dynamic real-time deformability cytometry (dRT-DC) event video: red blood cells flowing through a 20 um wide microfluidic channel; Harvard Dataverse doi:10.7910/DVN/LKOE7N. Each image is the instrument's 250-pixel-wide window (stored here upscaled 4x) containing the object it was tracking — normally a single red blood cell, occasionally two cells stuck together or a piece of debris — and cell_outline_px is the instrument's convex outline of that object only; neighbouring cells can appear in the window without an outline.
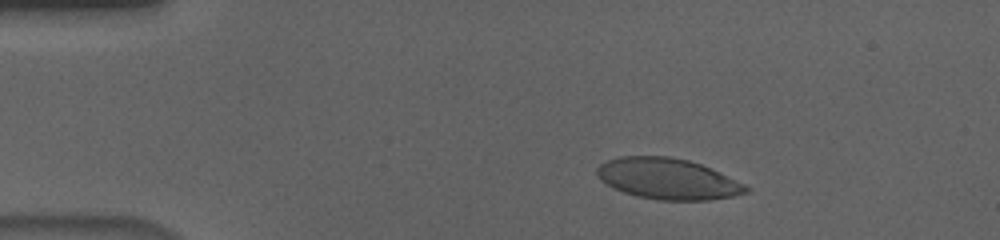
{"species": "human", "species_latin": "Homo sapiens", "temperature_condition": "cold", "stored_images_in_passage": 54, "camera_frame_rate_fps": 3000, "um_per_image_px": 0.085, "donor": {"sex": "male"}, "frame": {"image": 1, "passage_image": 8, "time_ms": 2.333, "image_size_px": [1000, 240], "cell_outline_px": [[752, 188], [748, 192], [732, 196], [708, 200], [660, 200], [636, 196], [624, 192], [600, 180], [596, 176], [596, 168], [600, 164], [608, 160], [620, 156], [668, 156], [688, 160], [700, 164], [744, 184]], "centroid_in_image_um": [56.73, 15.2], "position_along_channel_um": 28.3, "area_um2": 35.26}}
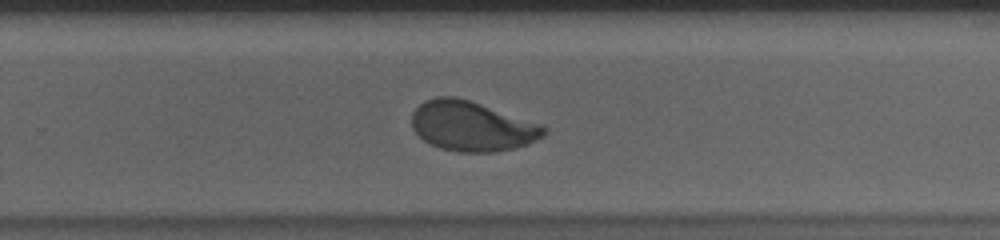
{"frame": {"image": 2, "passage_image": 35, "time_ms": 11.333, "image_size_px": [1000, 240], "cell_outline_px": [[548, 132], [544, 136], [528, 144], [512, 148], [492, 152], [456, 152], [440, 148], [428, 144], [412, 128], [412, 112], [424, 100], [436, 96], [456, 96], [544, 124], [548, 128]], "centroid_in_image_um": [40.13, 10.72], "position_along_channel_um": 289.7, "area_um2": 38.73}}
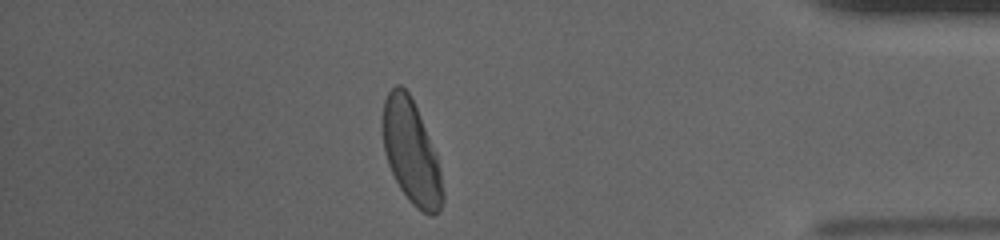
{"frame": {"image": 3, "passage_image": 47, "time_ms": 15.333, "image_size_px": [1000, 240], "cell_outline_px": [[444, 200], [440, 208], [432, 216], [416, 208], [408, 200], [400, 188], [388, 164], [384, 152], [384, 100], [388, 92], [396, 84], [400, 84], [408, 92], [416, 108], [436, 152], [440, 168], [444, 192]], "centroid_in_image_um": [34.98, 12.97], "position_along_channel_um": 400.2, "area_um2": 35.72}, "authors_computed_cell_mechanics": {"area_um2": 38.0035, "velocity_mm_per_s": 3.6552, "shape_relaxation_time_tau1_ms": 3.4219, "shape_relaxation_time_tau2_ms": null, "deformation_change_tau1": 0.1706, "deformation_change_tau2": null}}